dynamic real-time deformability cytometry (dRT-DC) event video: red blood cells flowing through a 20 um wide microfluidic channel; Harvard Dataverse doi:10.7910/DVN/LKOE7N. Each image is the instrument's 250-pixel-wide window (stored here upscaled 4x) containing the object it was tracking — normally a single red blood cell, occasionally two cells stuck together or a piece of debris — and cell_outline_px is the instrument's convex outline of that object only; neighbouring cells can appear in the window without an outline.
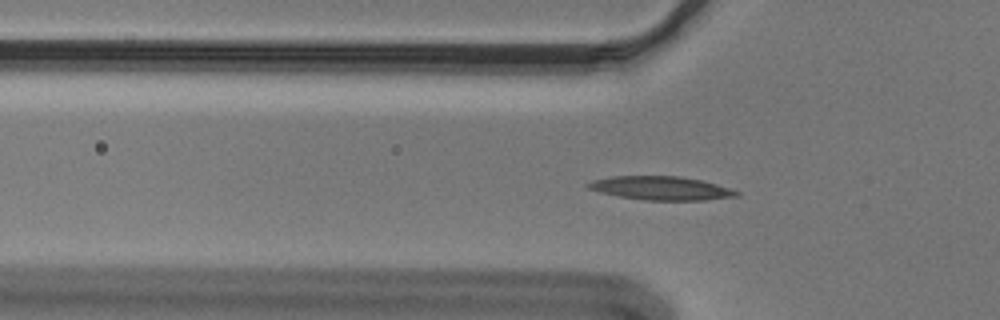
{"species": "Egyptian fruit bat (a non-hibernating species)", "species_latin": "Rousettus aegyptiacus", "temperature_condition": "cold", "stored_images_in_passage": 55, "camera_frame_rate_fps": 3000, "um_per_image_px": 0.085, "animal": {"sex": "male"}, "frame": {"image": 1, "passage_image": 17, "time_ms": 5.333, "image_size_px": [1000, 320], "cell_outline_px": [[740, 196], [704, 200], [644, 200], [620, 196], [600, 192], [588, 188], [584, 184], [592, 180], [612, 176], [680, 176], [700, 180], [716, 184], [740, 192]], "centroid_in_image_um": [56.17, 15.99], "position_along_channel_um": 69.6, "area_um2": 20.35}}
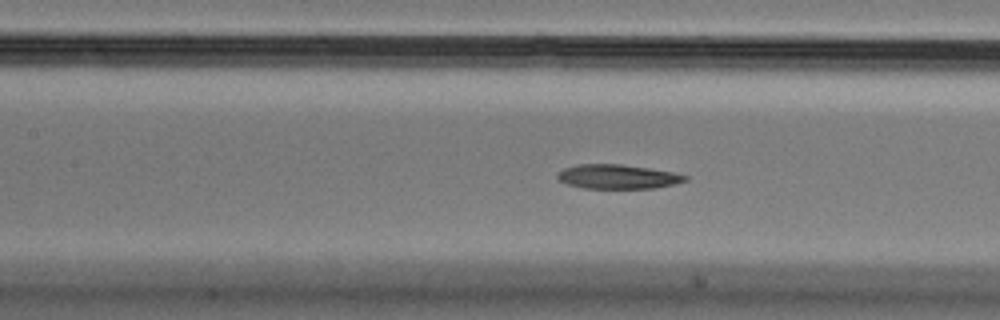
{"frame": {"image": 2, "passage_image": 24, "time_ms": 7.667, "image_size_px": [1000, 320], "cell_outline_px": [[688, 180], [656, 188], [584, 188], [568, 184], [560, 180], [556, 176], [564, 168], [576, 164], [620, 164], [648, 168], [672, 172], [688, 176]], "centroid_in_image_um": [52.5, 15.01], "position_along_channel_um": 154.9, "area_um2": 17.86}}
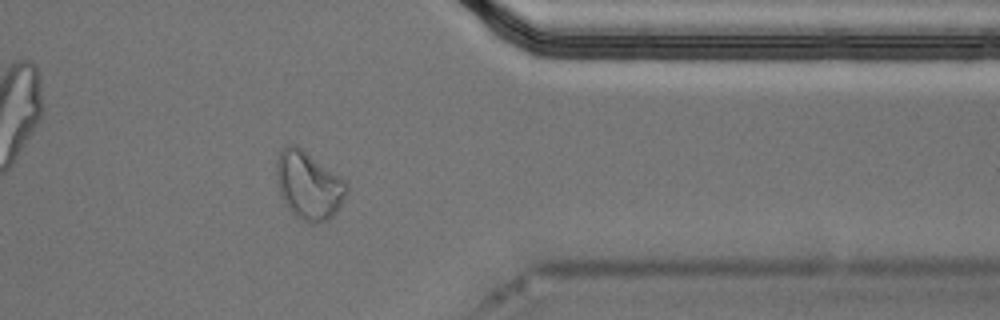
{"frame": {"image": 3, "passage_image": 44, "time_ms": 14.333, "image_size_px": [1000, 320], "cell_outline_px": [[348, 192], [336, 212], [328, 220], [316, 224], [308, 224], [296, 216], [292, 212], [280, 196], [276, 180], [276, 160], [280, 148], [288, 144], [296, 144], [340, 176], [348, 184]], "centroid_in_image_um": [26.22, 15.75], "position_along_channel_um": 385.2, "area_um2": 28.09}}